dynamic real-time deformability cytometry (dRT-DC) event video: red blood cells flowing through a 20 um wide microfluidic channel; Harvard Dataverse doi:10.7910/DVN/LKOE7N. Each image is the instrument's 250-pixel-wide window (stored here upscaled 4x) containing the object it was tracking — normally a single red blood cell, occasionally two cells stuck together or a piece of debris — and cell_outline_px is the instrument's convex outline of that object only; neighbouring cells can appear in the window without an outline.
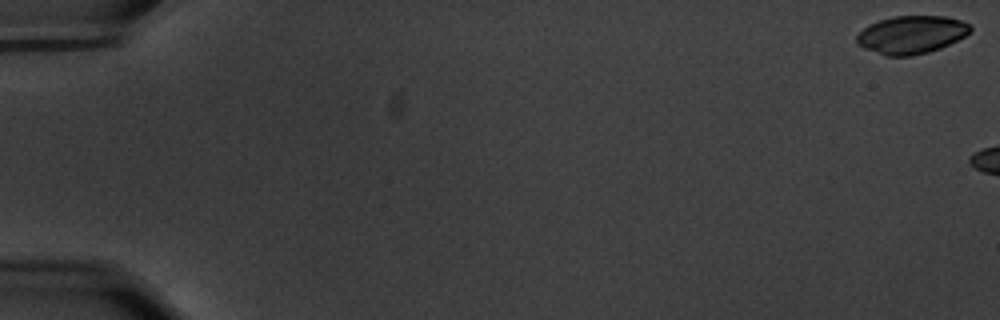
{"species": "common noctule bat (a hibernating species)", "species_latin": "Nyctalus noctula", "temperature_condition": "warm", "stored_images_in_passage": 5, "camera_frame_rate_fps": 3000, "um_per_image_px": 0.085, "animal": {"sex": "male", "body_mass_g": 20.1, "forearm_length_mm": 53.5}, "frame": {"image": 1, "passage_image": 1, "time_ms": 0.0, "image_size_px": [1000, 320], "cell_outline_px": [[972, 28], [964, 36], [940, 48], [928, 52], [912, 56], [884, 56], [864, 48], [856, 44], [856, 36], [868, 24], [892, 16], [948, 16], [972, 24]], "centroid_in_image_um": [77.45, 2.95], "position_along_channel_um": 7.6, "area_um2": 25.2}}